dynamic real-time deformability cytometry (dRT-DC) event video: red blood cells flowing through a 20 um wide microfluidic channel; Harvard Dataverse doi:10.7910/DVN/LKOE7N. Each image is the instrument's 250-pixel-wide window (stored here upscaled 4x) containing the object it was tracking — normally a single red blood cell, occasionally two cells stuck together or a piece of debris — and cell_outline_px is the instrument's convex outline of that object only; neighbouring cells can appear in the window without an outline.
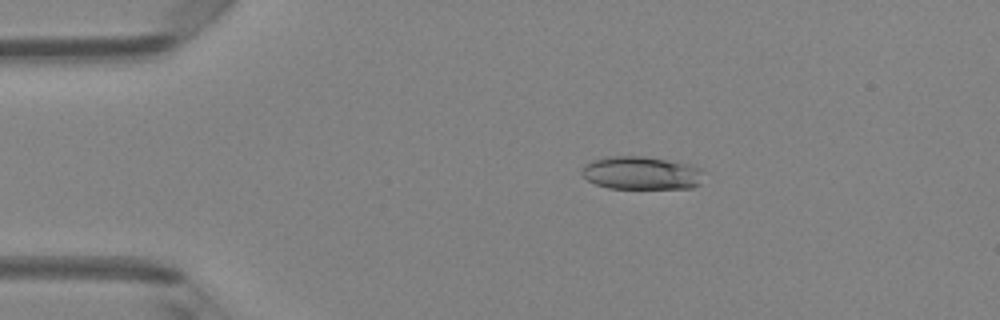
{"species": "Egyptian fruit bat (a non-hibernating species)", "species_latin": "Rousettus aegyptiacus", "temperature_condition": "room temperature", "stored_images_in_passage": 48, "camera_frame_rate_fps": 3000, "um_per_image_px": 0.085, "animal": {"sex": "female"}, "frame": {"image": 1, "passage_image": 9, "time_ms": 2.667, "image_size_px": [1000, 320], "cell_outline_px": [[704, 172], [700, 184], [692, 188], [608, 188], [596, 184], [588, 180], [580, 172], [584, 164], [592, 160], [608, 156], [644, 156], [692, 164], [700, 168]], "centroid_in_image_um": [54.53, 14.7], "position_along_channel_um": 30.5, "area_um2": 23.76}}
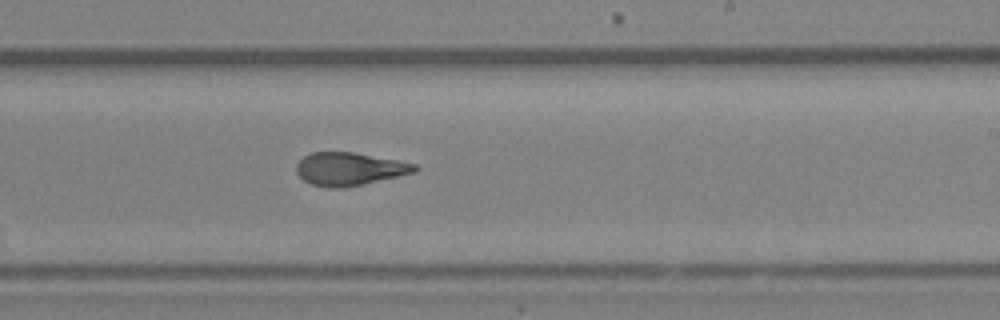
{"frame": {"image": 2, "passage_image": 29, "time_ms": 9.333, "image_size_px": [1000, 320], "cell_outline_px": [[420, 168], [416, 172], [360, 184], [340, 188], [328, 188], [312, 184], [304, 180], [296, 172], [296, 164], [304, 156], [312, 152], [356, 152], [416, 164]], "centroid_in_image_um": [29.69, 14.35], "position_along_channel_um": 259.3, "area_um2": 22.54}}
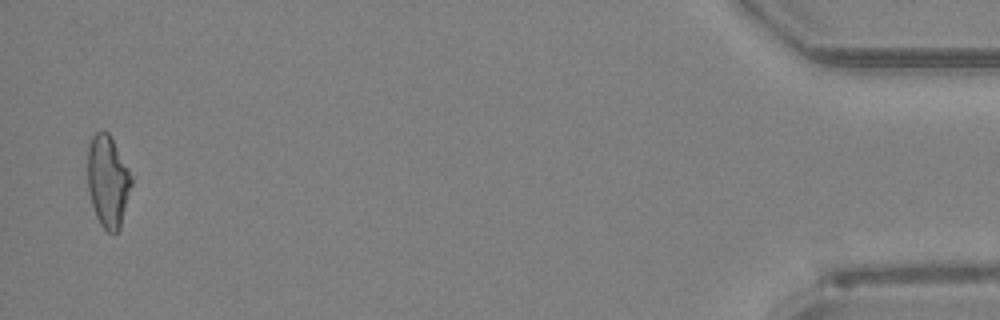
{"frame": {"image": 3, "passage_image": 47, "time_ms": 15.333, "image_size_px": [1000, 320], "cell_outline_px": [[132, 184], [120, 228], [116, 232], [108, 232], [100, 224], [96, 216], [88, 192], [88, 144], [92, 136], [96, 132], [108, 132], [128, 168], [132, 176]], "centroid_in_image_um": [9.16, 15.41], "position_along_channel_um": 426.0, "area_um2": 23.24}, "authors_computed_cell_mechanics": {"area_um2": 23.4668, "velocity_mm_per_s": 4.226, "shape_relaxation_time_tau1_ms": 7.0972, "shape_relaxation_time_tau2_ms": 1.7318, "deformation_change_tau1": 0.2065, "deformation_change_tau2": 0.0974}}